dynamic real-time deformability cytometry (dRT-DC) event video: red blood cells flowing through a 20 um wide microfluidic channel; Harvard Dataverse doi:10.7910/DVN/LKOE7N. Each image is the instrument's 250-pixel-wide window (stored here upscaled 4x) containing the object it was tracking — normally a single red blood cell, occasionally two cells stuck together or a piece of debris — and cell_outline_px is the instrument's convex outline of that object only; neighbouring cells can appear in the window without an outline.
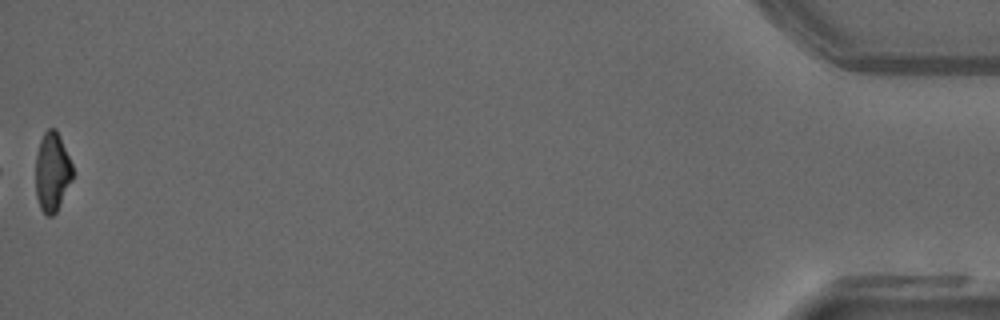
{"species": "common noctule bat (a hibernating species)", "species_latin": "Nyctalus noctula", "temperature_condition": "warm", "stored_images_in_passage": 37, "camera_frame_rate_fps": 3000, "um_per_image_px": 0.085, "animal": {"sex": "male", "forearm_length_mm": 52.5}, "frame": {"image": 1, "passage_image": 37, "time_ms": 12.0, "image_size_px": [1000, 320], "cell_outline_px": [[72, 180], [56, 212], [52, 216], [48, 216], [40, 208], [36, 196], [36, 156], [40, 140], [44, 132], [48, 128], [56, 128], [60, 136], [72, 164]], "centroid_in_image_um": [4.43, 14.6], "position_along_channel_um": 430.8, "area_um2": 16.99}, "authors_computed_cell_mechanics": {"area_um2": 18.785, "velocity_mm_per_s": 4.0683, "shape_relaxation_time_tau1_ms": 6.8165, "shape_relaxation_time_tau2_ms": 2.7753, "deformation_change_tau1": 0.2071, "deformation_change_tau2": 0.0814}}